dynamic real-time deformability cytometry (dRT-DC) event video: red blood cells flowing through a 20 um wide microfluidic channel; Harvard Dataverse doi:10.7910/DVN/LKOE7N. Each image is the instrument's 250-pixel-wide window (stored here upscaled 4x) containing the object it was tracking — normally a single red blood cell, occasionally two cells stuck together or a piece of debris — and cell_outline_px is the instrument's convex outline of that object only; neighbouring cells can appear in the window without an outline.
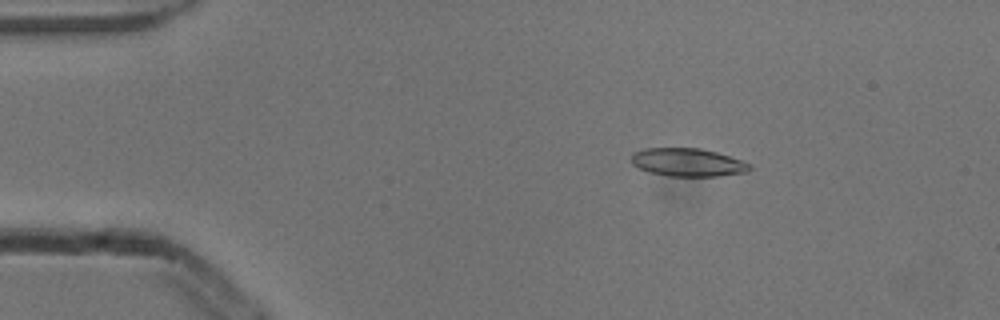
{"species": "common noctule bat (a hibernating species)", "species_latin": "Nyctalus noctula", "temperature_condition": "cold", "stored_images_in_passage": 45, "camera_frame_rate_fps": 3000, "um_per_image_px": 0.085, "animal": {"sex": "male", "body_mass_g": 13.3}, "frame": {"image": 1, "passage_image": 1, "time_ms": 0.0, "image_size_px": [1000, 320], "cell_outline_px": [[752, 168], [748, 172], [716, 176], [668, 176], [648, 172], [632, 164], [632, 152], [644, 148], [700, 148], [716, 152], [752, 164]], "centroid_in_image_um": [58.45, 13.8], "position_along_channel_um": 26.5, "area_um2": 19.42}}
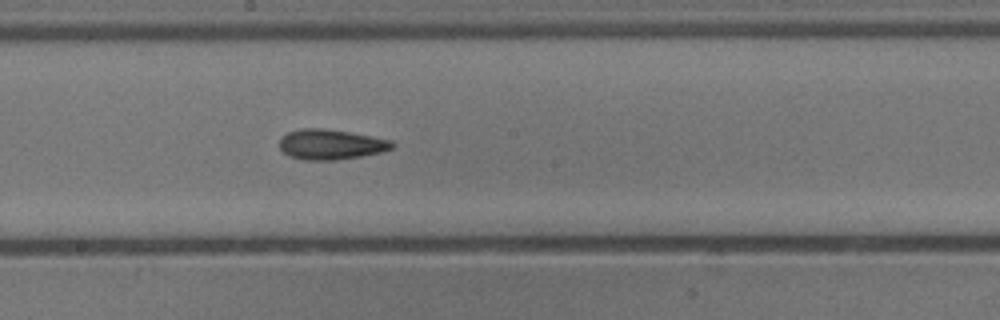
{"frame": {"image": 2, "passage_image": 21, "time_ms": 6.667, "image_size_px": [1000, 320], "cell_outline_px": [[396, 144], [392, 148], [384, 152], [336, 160], [304, 160], [288, 156], [280, 148], [280, 136], [288, 132], [304, 128], [324, 128], [348, 132], [392, 140]], "centroid_in_image_um": [28.12, 12.28], "position_along_channel_um": 220.1, "area_um2": 19.88}}
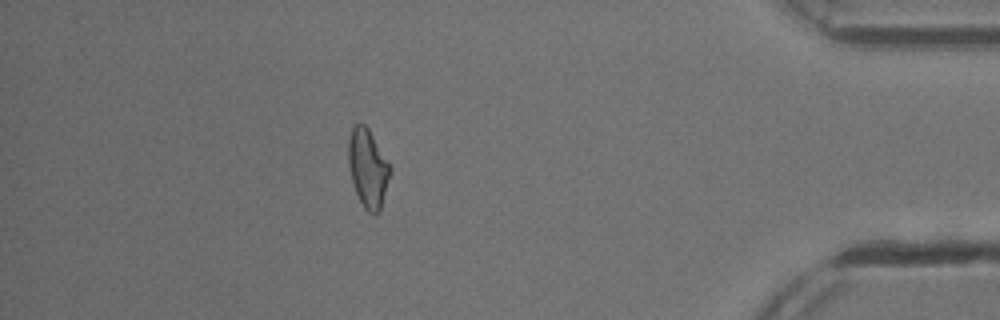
{"frame": {"image": 3, "passage_image": 39, "time_ms": 12.667, "image_size_px": [1000, 320], "cell_outline_px": [[392, 172], [380, 212], [376, 216], [368, 212], [364, 208], [356, 192], [352, 180], [348, 164], [348, 140], [352, 128], [356, 124], [364, 124], [368, 128], [392, 168]], "centroid_in_image_um": [31.29, 14.34], "position_along_channel_um": 403.9, "area_um2": 19.19}, "authors_computed_cell_mechanics": {"area_um2": 19.3052, "velocity_mm_per_s": 3.8622, "shape_relaxation_time_tau1_ms": 6.3766, "shape_relaxation_time_tau2_ms": 4.2283, "deformation_change_tau1": 0.1554, "deformation_change_tau2": 0.1287}}